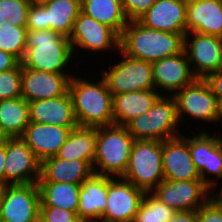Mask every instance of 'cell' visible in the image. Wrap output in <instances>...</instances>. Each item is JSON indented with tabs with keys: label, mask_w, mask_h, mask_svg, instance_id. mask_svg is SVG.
Listing matches in <instances>:
<instances>
[{
	"label": "cell",
	"mask_w": 222,
	"mask_h": 222,
	"mask_svg": "<svg viewBox=\"0 0 222 222\" xmlns=\"http://www.w3.org/2000/svg\"><path fill=\"white\" fill-rule=\"evenodd\" d=\"M96 154V128L77 126L70 132L56 155L64 160L88 161L93 166Z\"/></svg>",
	"instance_id": "25"
},
{
	"label": "cell",
	"mask_w": 222,
	"mask_h": 222,
	"mask_svg": "<svg viewBox=\"0 0 222 222\" xmlns=\"http://www.w3.org/2000/svg\"><path fill=\"white\" fill-rule=\"evenodd\" d=\"M212 192L202 180L164 179L151 193L175 211H194L211 198Z\"/></svg>",
	"instance_id": "11"
},
{
	"label": "cell",
	"mask_w": 222,
	"mask_h": 222,
	"mask_svg": "<svg viewBox=\"0 0 222 222\" xmlns=\"http://www.w3.org/2000/svg\"><path fill=\"white\" fill-rule=\"evenodd\" d=\"M76 75L70 78L68 92L78 126L97 128L113 125V95L104 77L100 74L101 79L94 83Z\"/></svg>",
	"instance_id": "1"
},
{
	"label": "cell",
	"mask_w": 222,
	"mask_h": 222,
	"mask_svg": "<svg viewBox=\"0 0 222 222\" xmlns=\"http://www.w3.org/2000/svg\"><path fill=\"white\" fill-rule=\"evenodd\" d=\"M162 169L166 180H201L189 151L187 135L162 141Z\"/></svg>",
	"instance_id": "15"
},
{
	"label": "cell",
	"mask_w": 222,
	"mask_h": 222,
	"mask_svg": "<svg viewBox=\"0 0 222 222\" xmlns=\"http://www.w3.org/2000/svg\"><path fill=\"white\" fill-rule=\"evenodd\" d=\"M167 222H197V210L177 211Z\"/></svg>",
	"instance_id": "42"
},
{
	"label": "cell",
	"mask_w": 222,
	"mask_h": 222,
	"mask_svg": "<svg viewBox=\"0 0 222 222\" xmlns=\"http://www.w3.org/2000/svg\"><path fill=\"white\" fill-rule=\"evenodd\" d=\"M27 27L15 26L9 21L0 26V50L23 59L26 50Z\"/></svg>",
	"instance_id": "32"
},
{
	"label": "cell",
	"mask_w": 222,
	"mask_h": 222,
	"mask_svg": "<svg viewBox=\"0 0 222 222\" xmlns=\"http://www.w3.org/2000/svg\"><path fill=\"white\" fill-rule=\"evenodd\" d=\"M40 206L57 207L78 213L81 184L38 182Z\"/></svg>",
	"instance_id": "28"
},
{
	"label": "cell",
	"mask_w": 222,
	"mask_h": 222,
	"mask_svg": "<svg viewBox=\"0 0 222 222\" xmlns=\"http://www.w3.org/2000/svg\"><path fill=\"white\" fill-rule=\"evenodd\" d=\"M201 180L213 191H217L216 186L219 182L218 179H222V135H216L215 133H209V160L208 167H203L199 171ZM215 176L214 178H209Z\"/></svg>",
	"instance_id": "31"
},
{
	"label": "cell",
	"mask_w": 222,
	"mask_h": 222,
	"mask_svg": "<svg viewBox=\"0 0 222 222\" xmlns=\"http://www.w3.org/2000/svg\"><path fill=\"white\" fill-rule=\"evenodd\" d=\"M152 69L155 90L161 95L164 90L169 96H174L196 79L184 50L180 54L152 62Z\"/></svg>",
	"instance_id": "17"
},
{
	"label": "cell",
	"mask_w": 222,
	"mask_h": 222,
	"mask_svg": "<svg viewBox=\"0 0 222 222\" xmlns=\"http://www.w3.org/2000/svg\"><path fill=\"white\" fill-rule=\"evenodd\" d=\"M44 222H81L77 213L51 206H40V215Z\"/></svg>",
	"instance_id": "38"
},
{
	"label": "cell",
	"mask_w": 222,
	"mask_h": 222,
	"mask_svg": "<svg viewBox=\"0 0 222 222\" xmlns=\"http://www.w3.org/2000/svg\"><path fill=\"white\" fill-rule=\"evenodd\" d=\"M22 65L0 73V101L22 97L21 88Z\"/></svg>",
	"instance_id": "35"
},
{
	"label": "cell",
	"mask_w": 222,
	"mask_h": 222,
	"mask_svg": "<svg viewBox=\"0 0 222 222\" xmlns=\"http://www.w3.org/2000/svg\"><path fill=\"white\" fill-rule=\"evenodd\" d=\"M176 212L151 192H145L133 222H167Z\"/></svg>",
	"instance_id": "30"
},
{
	"label": "cell",
	"mask_w": 222,
	"mask_h": 222,
	"mask_svg": "<svg viewBox=\"0 0 222 222\" xmlns=\"http://www.w3.org/2000/svg\"><path fill=\"white\" fill-rule=\"evenodd\" d=\"M6 137L3 135V133L0 130V142L5 141Z\"/></svg>",
	"instance_id": "46"
},
{
	"label": "cell",
	"mask_w": 222,
	"mask_h": 222,
	"mask_svg": "<svg viewBox=\"0 0 222 222\" xmlns=\"http://www.w3.org/2000/svg\"><path fill=\"white\" fill-rule=\"evenodd\" d=\"M122 178L144 192H152L164 180L162 141L135 140Z\"/></svg>",
	"instance_id": "6"
},
{
	"label": "cell",
	"mask_w": 222,
	"mask_h": 222,
	"mask_svg": "<svg viewBox=\"0 0 222 222\" xmlns=\"http://www.w3.org/2000/svg\"><path fill=\"white\" fill-rule=\"evenodd\" d=\"M89 222H115V221L106 220V219H103L100 217V218H97V219L89 221Z\"/></svg>",
	"instance_id": "45"
},
{
	"label": "cell",
	"mask_w": 222,
	"mask_h": 222,
	"mask_svg": "<svg viewBox=\"0 0 222 222\" xmlns=\"http://www.w3.org/2000/svg\"><path fill=\"white\" fill-rule=\"evenodd\" d=\"M69 41L74 57L79 49L86 52L89 50L94 54L98 51L101 53L107 52V50L113 51V49L118 53L120 50V36L113 29L89 17L82 11L79 12L74 22Z\"/></svg>",
	"instance_id": "10"
},
{
	"label": "cell",
	"mask_w": 222,
	"mask_h": 222,
	"mask_svg": "<svg viewBox=\"0 0 222 222\" xmlns=\"http://www.w3.org/2000/svg\"><path fill=\"white\" fill-rule=\"evenodd\" d=\"M118 52L120 61L110 63L108 71L100 70L111 94L155 90L152 63L129 57L121 50Z\"/></svg>",
	"instance_id": "7"
},
{
	"label": "cell",
	"mask_w": 222,
	"mask_h": 222,
	"mask_svg": "<svg viewBox=\"0 0 222 222\" xmlns=\"http://www.w3.org/2000/svg\"><path fill=\"white\" fill-rule=\"evenodd\" d=\"M222 38V0H187L186 33Z\"/></svg>",
	"instance_id": "20"
},
{
	"label": "cell",
	"mask_w": 222,
	"mask_h": 222,
	"mask_svg": "<svg viewBox=\"0 0 222 222\" xmlns=\"http://www.w3.org/2000/svg\"><path fill=\"white\" fill-rule=\"evenodd\" d=\"M144 194L142 189L122 177L107 176V206L101 218L133 222Z\"/></svg>",
	"instance_id": "14"
},
{
	"label": "cell",
	"mask_w": 222,
	"mask_h": 222,
	"mask_svg": "<svg viewBox=\"0 0 222 222\" xmlns=\"http://www.w3.org/2000/svg\"><path fill=\"white\" fill-rule=\"evenodd\" d=\"M205 80L211 87L212 93L216 96V99H222V71L218 70L209 74Z\"/></svg>",
	"instance_id": "40"
},
{
	"label": "cell",
	"mask_w": 222,
	"mask_h": 222,
	"mask_svg": "<svg viewBox=\"0 0 222 222\" xmlns=\"http://www.w3.org/2000/svg\"><path fill=\"white\" fill-rule=\"evenodd\" d=\"M155 2L156 0H125L123 10L128 21H137Z\"/></svg>",
	"instance_id": "39"
},
{
	"label": "cell",
	"mask_w": 222,
	"mask_h": 222,
	"mask_svg": "<svg viewBox=\"0 0 222 222\" xmlns=\"http://www.w3.org/2000/svg\"><path fill=\"white\" fill-rule=\"evenodd\" d=\"M73 128L30 122L21 138L42 162L58 154Z\"/></svg>",
	"instance_id": "18"
},
{
	"label": "cell",
	"mask_w": 222,
	"mask_h": 222,
	"mask_svg": "<svg viewBox=\"0 0 222 222\" xmlns=\"http://www.w3.org/2000/svg\"><path fill=\"white\" fill-rule=\"evenodd\" d=\"M29 103L30 122L50 124L62 127H77L73 103L69 92L52 98L31 101Z\"/></svg>",
	"instance_id": "21"
},
{
	"label": "cell",
	"mask_w": 222,
	"mask_h": 222,
	"mask_svg": "<svg viewBox=\"0 0 222 222\" xmlns=\"http://www.w3.org/2000/svg\"><path fill=\"white\" fill-rule=\"evenodd\" d=\"M75 73H53L22 66V97L27 101L52 99L68 91L70 78Z\"/></svg>",
	"instance_id": "16"
},
{
	"label": "cell",
	"mask_w": 222,
	"mask_h": 222,
	"mask_svg": "<svg viewBox=\"0 0 222 222\" xmlns=\"http://www.w3.org/2000/svg\"><path fill=\"white\" fill-rule=\"evenodd\" d=\"M174 96L161 95L152 108L134 118L127 129L135 140L164 141L181 135Z\"/></svg>",
	"instance_id": "5"
},
{
	"label": "cell",
	"mask_w": 222,
	"mask_h": 222,
	"mask_svg": "<svg viewBox=\"0 0 222 222\" xmlns=\"http://www.w3.org/2000/svg\"><path fill=\"white\" fill-rule=\"evenodd\" d=\"M29 123V103L23 97L0 101V130L6 138H21Z\"/></svg>",
	"instance_id": "27"
},
{
	"label": "cell",
	"mask_w": 222,
	"mask_h": 222,
	"mask_svg": "<svg viewBox=\"0 0 222 222\" xmlns=\"http://www.w3.org/2000/svg\"><path fill=\"white\" fill-rule=\"evenodd\" d=\"M184 36L129 21L120 36V50L129 57L152 63L180 54L184 50Z\"/></svg>",
	"instance_id": "2"
},
{
	"label": "cell",
	"mask_w": 222,
	"mask_h": 222,
	"mask_svg": "<svg viewBox=\"0 0 222 222\" xmlns=\"http://www.w3.org/2000/svg\"><path fill=\"white\" fill-rule=\"evenodd\" d=\"M160 96L156 90L113 95L114 125L126 126L131 120L150 110Z\"/></svg>",
	"instance_id": "24"
},
{
	"label": "cell",
	"mask_w": 222,
	"mask_h": 222,
	"mask_svg": "<svg viewBox=\"0 0 222 222\" xmlns=\"http://www.w3.org/2000/svg\"><path fill=\"white\" fill-rule=\"evenodd\" d=\"M177 116L184 122L186 116L201 122L216 123L218 100L205 79L196 78L174 95ZM185 117V118H184Z\"/></svg>",
	"instance_id": "9"
},
{
	"label": "cell",
	"mask_w": 222,
	"mask_h": 222,
	"mask_svg": "<svg viewBox=\"0 0 222 222\" xmlns=\"http://www.w3.org/2000/svg\"><path fill=\"white\" fill-rule=\"evenodd\" d=\"M134 141L126 126L113 124L97 127L94 174L122 177L127 168Z\"/></svg>",
	"instance_id": "4"
},
{
	"label": "cell",
	"mask_w": 222,
	"mask_h": 222,
	"mask_svg": "<svg viewBox=\"0 0 222 222\" xmlns=\"http://www.w3.org/2000/svg\"><path fill=\"white\" fill-rule=\"evenodd\" d=\"M93 174V166L88 161L64 160L55 156L41 162L38 182L82 184Z\"/></svg>",
	"instance_id": "22"
},
{
	"label": "cell",
	"mask_w": 222,
	"mask_h": 222,
	"mask_svg": "<svg viewBox=\"0 0 222 222\" xmlns=\"http://www.w3.org/2000/svg\"><path fill=\"white\" fill-rule=\"evenodd\" d=\"M40 3L46 8L49 29L69 38L81 11V0H42Z\"/></svg>",
	"instance_id": "26"
},
{
	"label": "cell",
	"mask_w": 222,
	"mask_h": 222,
	"mask_svg": "<svg viewBox=\"0 0 222 222\" xmlns=\"http://www.w3.org/2000/svg\"><path fill=\"white\" fill-rule=\"evenodd\" d=\"M114 1L123 7L125 0H114Z\"/></svg>",
	"instance_id": "48"
},
{
	"label": "cell",
	"mask_w": 222,
	"mask_h": 222,
	"mask_svg": "<svg viewBox=\"0 0 222 222\" xmlns=\"http://www.w3.org/2000/svg\"><path fill=\"white\" fill-rule=\"evenodd\" d=\"M6 158V139L0 142V183L5 185L4 162Z\"/></svg>",
	"instance_id": "43"
},
{
	"label": "cell",
	"mask_w": 222,
	"mask_h": 222,
	"mask_svg": "<svg viewBox=\"0 0 222 222\" xmlns=\"http://www.w3.org/2000/svg\"><path fill=\"white\" fill-rule=\"evenodd\" d=\"M81 11L113 29L119 36L129 22L123 7L114 0H81Z\"/></svg>",
	"instance_id": "29"
},
{
	"label": "cell",
	"mask_w": 222,
	"mask_h": 222,
	"mask_svg": "<svg viewBox=\"0 0 222 222\" xmlns=\"http://www.w3.org/2000/svg\"><path fill=\"white\" fill-rule=\"evenodd\" d=\"M31 0H0V26L10 22L15 26L26 27Z\"/></svg>",
	"instance_id": "33"
},
{
	"label": "cell",
	"mask_w": 222,
	"mask_h": 222,
	"mask_svg": "<svg viewBox=\"0 0 222 222\" xmlns=\"http://www.w3.org/2000/svg\"><path fill=\"white\" fill-rule=\"evenodd\" d=\"M73 56L69 38L51 29L28 30L26 50L20 63L33 70L68 73L66 70H70L68 66Z\"/></svg>",
	"instance_id": "3"
},
{
	"label": "cell",
	"mask_w": 222,
	"mask_h": 222,
	"mask_svg": "<svg viewBox=\"0 0 222 222\" xmlns=\"http://www.w3.org/2000/svg\"><path fill=\"white\" fill-rule=\"evenodd\" d=\"M37 183L5 185L0 199V222H35L40 215Z\"/></svg>",
	"instance_id": "8"
},
{
	"label": "cell",
	"mask_w": 222,
	"mask_h": 222,
	"mask_svg": "<svg viewBox=\"0 0 222 222\" xmlns=\"http://www.w3.org/2000/svg\"><path fill=\"white\" fill-rule=\"evenodd\" d=\"M193 133V136L189 137V151L197 170L200 171L203 167H208L209 131L202 129L199 134Z\"/></svg>",
	"instance_id": "34"
},
{
	"label": "cell",
	"mask_w": 222,
	"mask_h": 222,
	"mask_svg": "<svg viewBox=\"0 0 222 222\" xmlns=\"http://www.w3.org/2000/svg\"><path fill=\"white\" fill-rule=\"evenodd\" d=\"M5 185L0 183V199Z\"/></svg>",
	"instance_id": "47"
},
{
	"label": "cell",
	"mask_w": 222,
	"mask_h": 222,
	"mask_svg": "<svg viewBox=\"0 0 222 222\" xmlns=\"http://www.w3.org/2000/svg\"><path fill=\"white\" fill-rule=\"evenodd\" d=\"M35 222H44L41 218H38Z\"/></svg>",
	"instance_id": "49"
},
{
	"label": "cell",
	"mask_w": 222,
	"mask_h": 222,
	"mask_svg": "<svg viewBox=\"0 0 222 222\" xmlns=\"http://www.w3.org/2000/svg\"><path fill=\"white\" fill-rule=\"evenodd\" d=\"M41 162L22 138H6L5 185L38 183Z\"/></svg>",
	"instance_id": "13"
},
{
	"label": "cell",
	"mask_w": 222,
	"mask_h": 222,
	"mask_svg": "<svg viewBox=\"0 0 222 222\" xmlns=\"http://www.w3.org/2000/svg\"><path fill=\"white\" fill-rule=\"evenodd\" d=\"M197 222H222V194L220 192H212L211 198L197 210Z\"/></svg>",
	"instance_id": "36"
},
{
	"label": "cell",
	"mask_w": 222,
	"mask_h": 222,
	"mask_svg": "<svg viewBox=\"0 0 222 222\" xmlns=\"http://www.w3.org/2000/svg\"><path fill=\"white\" fill-rule=\"evenodd\" d=\"M218 192H220L222 194V186H221L220 190H218Z\"/></svg>",
	"instance_id": "51"
},
{
	"label": "cell",
	"mask_w": 222,
	"mask_h": 222,
	"mask_svg": "<svg viewBox=\"0 0 222 222\" xmlns=\"http://www.w3.org/2000/svg\"><path fill=\"white\" fill-rule=\"evenodd\" d=\"M184 51L196 78L205 79L209 74L220 70L222 64L221 37L197 32L186 33Z\"/></svg>",
	"instance_id": "12"
},
{
	"label": "cell",
	"mask_w": 222,
	"mask_h": 222,
	"mask_svg": "<svg viewBox=\"0 0 222 222\" xmlns=\"http://www.w3.org/2000/svg\"><path fill=\"white\" fill-rule=\"evenodd\" d=\"M20 61L12 54L0 50V73L15 68Z\"/></svg>",
	"instance_id": "41"
},
{
	"label": "cell",
	"mask_w": 222,
	"mask_h": 222,
	"mask_svg": "<svg viewBox=\"0 0 222 222\" xmlns=\"http://www.w3.org/2000/svg\"><path fill=\"white\" fill-rule=\"evenodd\" d=\"M187 0H156L137 21L147 28L186 34Z\"/></svg>",
	"instance_id": "19"
},
{
	"label": "cell",
	"mask_w": 222,
	"mask_h": 222,
	"mask_svg": "<svg viewBox=\"0 0 222 222\" xmlns=\"http://www.w3.org/2000/svg\"><path fill=\"white\" fill-rule=\"evenodd\" d=\"M216 122H222V99L218 100Z\"/></svg>",
	"instance_id": "44"
},
{
	"label": "cell",
	"mask_w": 222,
	"mask_h": 222,
	"mask_svg": "<svg viewBox=\"0 0 222 222\" xmlns=\"http://www.w3.org/2000/svg\"><path fill=\"white\" fill-rule=\"evenodd\" d=\"M107 176L93 174L81 184L78 218L89 222L100 218L107 206Z\"/></svg>",
	"instance_id": "23"
},
{
	"label": "cell",
	"mask_w": 222,
	"mask_h": 222,
	"mask_svg": "<svg viewBox=\"0 0 222 222\" xmlns=\"http://www.w3.org/2000/svg\"><path fill=\"white\" fill-rule=\"evenodd\" d=\"M28 30H48L46 8L40 2H31L26 21Z\"/></svg>",
	"instance_id": "37"
},
{
	"label": "cell",
	"mask_w": 222,
	"mask_h": 222,
	"mask_svg": "<svg viewBox=\"0 0 222 222\" xmlns=\"http://www.w3.org/2000/svg\"><path fill=\"white\" fill-rule=\"evenodd\" d=\"M32 2H40V1H42V0H31Z\"/></svg>",
	"instance_id": "50"
}]
</instances>
